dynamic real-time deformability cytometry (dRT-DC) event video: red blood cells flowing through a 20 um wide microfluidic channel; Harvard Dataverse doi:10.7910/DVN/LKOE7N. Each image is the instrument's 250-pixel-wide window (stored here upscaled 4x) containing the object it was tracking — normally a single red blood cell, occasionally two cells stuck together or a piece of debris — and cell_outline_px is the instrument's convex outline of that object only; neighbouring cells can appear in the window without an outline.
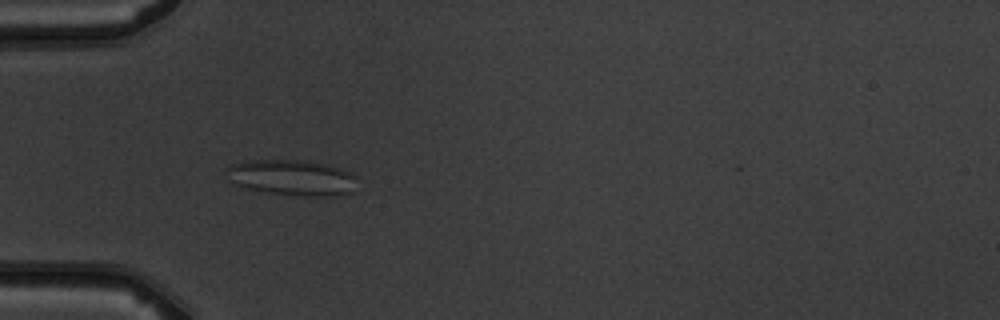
{"species": "common noctule bat (a hibernating species)", "species_latin": "Nyctalus noctula", "temperature_condition": "warm", "stored_images_in_passage": 9, "camera_frame_rate_fps": 3000, "um_per_image_px": 0.085, "animal": {"sex": "male", "body_mass_g": 19.5, "forearm_length_mm": 54.6}, "frame": {"image": 1, "passage_image": 4, "time_ms": 4.333, "image_size_px": [1000, 320], "cell_outline_px": [[356, 176], [352, 192], [328, 196], [304, 196], [268, 192], [240, 188], [232, 184], [228, 180], [224, 172], [224, 168], [228, 164], [244, 160], [308, 160], [328, 164], [352, 172]], "centroid_in_image_um": [24.71, 15.07], "position_along_channel_um": 60.3, "area_um2": 27.86}}
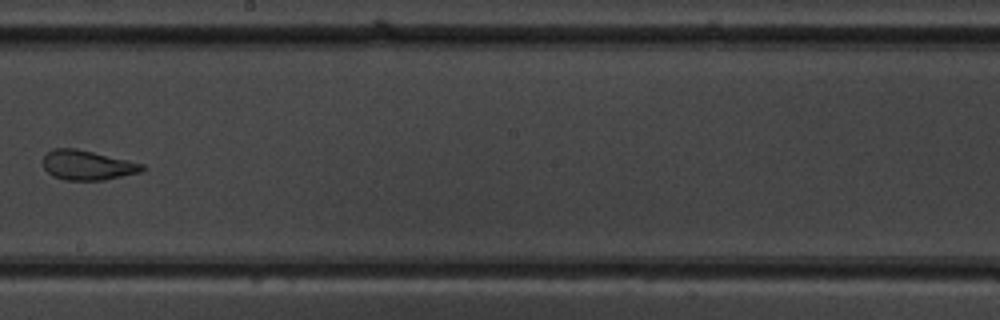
{"frame": {"image": 2, "passage_image": 8, "time_ms": 9.0, "image_size_px": [1000, 320], "cell_outline_px": [[148, 168], [140, 172], [104, 180], [64, 180], [52, 176], [44, 168], [40, 160], [52, 148], [76, 148], [144, 164]], "centroid_in_image_um": [7.4, 14.04], "position_along_channel_um": 240.8, "area_um2": 17.28}}
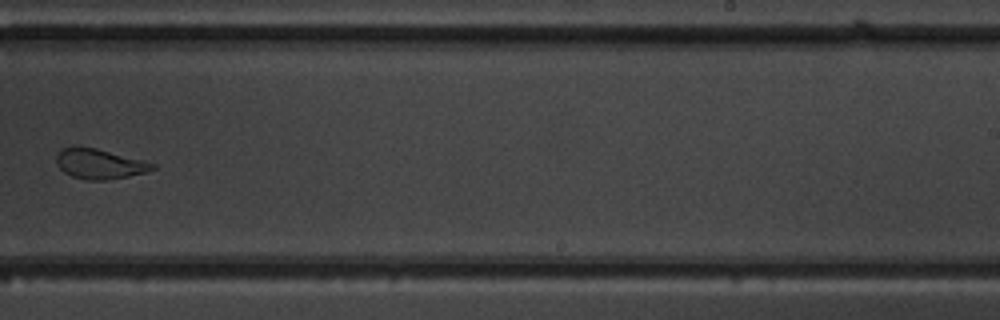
{"frame": {"image": 3, "passage_image": 9, "time_ms": 10.0, "image_size_px": [1000, 320], "cell_outline_px": [[156, 168], [148, 172], [108, 180], [84, 180], [72, 176], [64, 172], [56, 164], [56, 156], [60, 148], [96, 148], [144, 160], [156, 164]], "centroid_in_image_um": [8.49, 13.95], "position_along_channel_um": 280.5, "area_um2": 16.76}}